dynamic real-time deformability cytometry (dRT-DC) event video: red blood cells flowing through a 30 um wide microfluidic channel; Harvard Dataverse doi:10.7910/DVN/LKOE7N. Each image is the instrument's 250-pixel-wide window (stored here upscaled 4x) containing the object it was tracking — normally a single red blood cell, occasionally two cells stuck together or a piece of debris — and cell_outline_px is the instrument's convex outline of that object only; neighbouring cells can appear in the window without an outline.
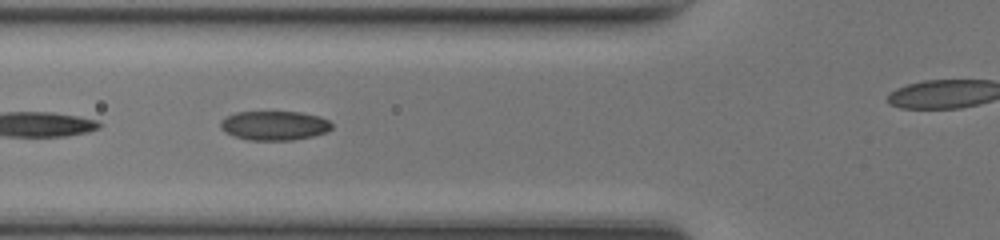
{"species": "common noctule bat (a hibernating species)", "species_latin": "Nyctalus noctula", "temperature_condition": "room temperature", "stored_images_in_passage": 11, "camera_frame_rate_fps": 3000, "um_per_image_px": 0.085, "animal": {"sex": "female", "body_mass_g": 17.0, "forearm_length_mm": 48.0}, "frame": {"image": 1, "passage_image": 7, "time_ms": 2.0, "image_size_px": [1000, 240], "cell_outline_px": [[332, 128], [328, 132], [312, 136], [292, 140], [248, 140], [224, 132], [220, 128], [220, 120], [236, 112], [300, 112], [320, 116], [328, 120], [332, 124]], "centroid_in_image_um": [23.33, 10.67], "position_along_channel_um": 102.5, "area_um2": 19.02}}